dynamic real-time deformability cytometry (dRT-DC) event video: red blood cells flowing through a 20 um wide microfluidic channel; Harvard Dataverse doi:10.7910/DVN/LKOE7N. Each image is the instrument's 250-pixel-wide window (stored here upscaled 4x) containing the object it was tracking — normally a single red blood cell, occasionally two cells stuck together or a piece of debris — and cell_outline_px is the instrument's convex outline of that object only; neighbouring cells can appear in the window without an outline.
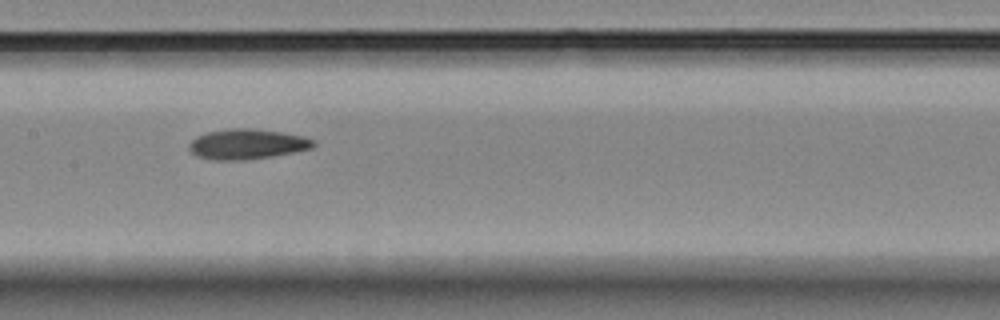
{"species": "Egyptian fruit bat (a non-hibernating species)", "species_latin": "Rousettus aegyptiacus", "temperature_condition": "room temperature", "stored_images_in_passage": 13, "camera_frame_rate_fps": 3000, "um_per_image_px": 0.085, "animal": {"sex": "female"}, "frame": {"image": 1, "passage_image": 6, "time_ms": 7.333, "image_size_px": [1000, 320], "cell_outline_px": [[316, 144], [312, 148], [296, 152], [272, 156], [244, 160], [212, 160], [196, 156], [188, 148], [188, 144], [196, 136], [208, 132], [228, 128], [252, 128], [280, 132], [304, 136], [316, 140]], "centroid_in_image_um": [21.01, 12.25], "position_along_channel_um": 186.4, "area_um2": 22.08}}
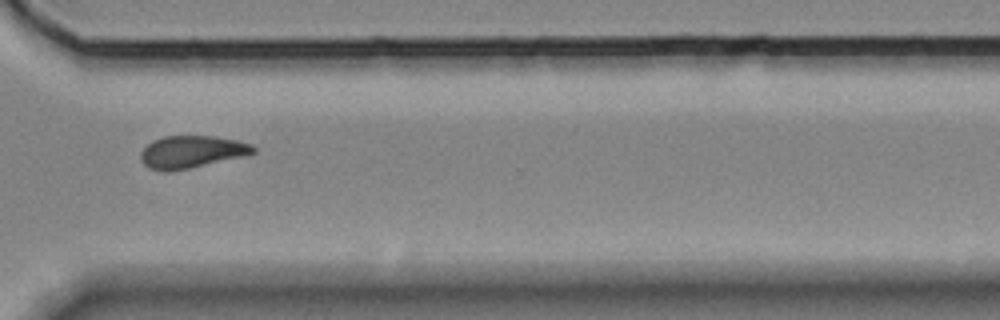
{"frame": {"image": 2, "passage_image": 10, "time_ms": 12.0, "image_size_px": [1000, 320], "cell_outline_px": [[256, 152], [240, 156], [188, 168], [168, 172], [164, 172], [148, 168], [140, 160], [140, 152], [152, 140], [164, 136], [212, 136], [236, 140], [252, 144], [256, 148]], "centroid_in_image_um": [16.22, 12.9], "position_along_channel_um": 354.4, "area_um2": 20.98}}
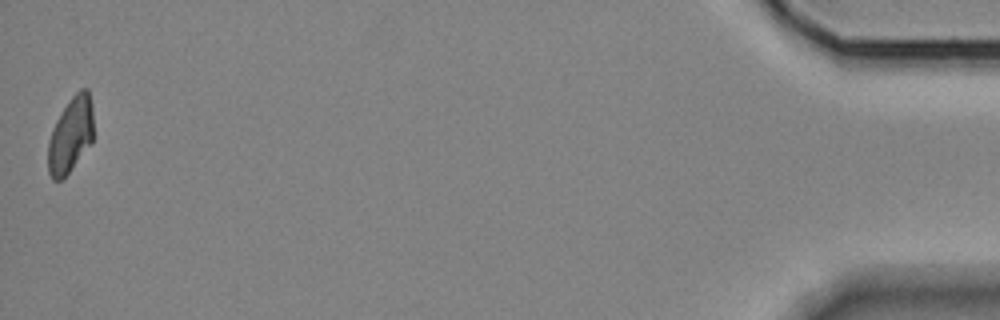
{"frame": {"image": 3, "passage_image": 13, "time_ms": 16.667, "image_size_px": [1000, 320], "cell_outline_px": [[92, 144], [68, 172], [60, 180], [52, 180], [48, 172], [48, 140], [52, 128], [56, 120], [68, 100], [80, 88], [88, 88], [92, 108]], "centroid_in_image_um": [5.99, 11.45], "position_along_channel_um": 429.2, "area_um2": 20.0}}